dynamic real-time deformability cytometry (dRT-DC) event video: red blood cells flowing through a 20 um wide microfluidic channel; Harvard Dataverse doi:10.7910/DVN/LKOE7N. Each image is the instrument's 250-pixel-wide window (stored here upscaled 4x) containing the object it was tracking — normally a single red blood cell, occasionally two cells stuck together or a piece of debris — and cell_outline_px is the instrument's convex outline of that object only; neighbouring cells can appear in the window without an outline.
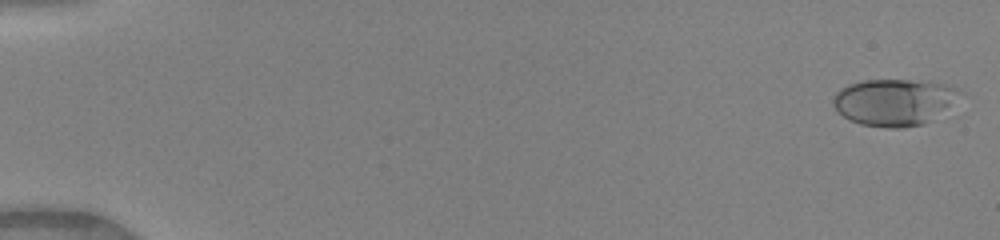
{"species": "human", "species_latin": "Homo sapiens", "temperature_condition": "warm", "stored_images_in_passage": 25, "camera_frame_rate_fps": 3000, "um_per_image_px": 0.085, "donor": {"sex": "female"}, "frame": {"image": 1, "passage_image": 1, "time_ms": 0.0, "image_size_px": [1000, 240], "cell_outline_px": [[964, 92], [924, 124], [904, 128], [888, 128], [860, 124], [848, 120], [832, 104], [832, 100], [836, 92], [840, 88], [848, 84], [860, 80], [928, 80], [948, 84]], "centroid_in_image_um": [75.96, 8.66], "position_along_channel_um": 9.0, "area_um2": 34.45}}
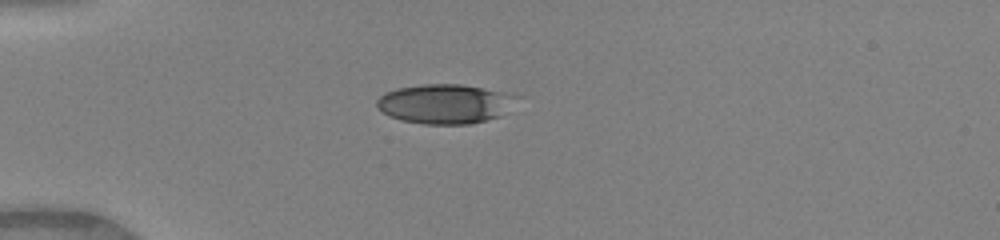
{"frame": {"image": 2, "passage_image": 6, "time_ms": 1.667, "image_size_px": [1000, 240], "cell_outline_px": [[524, 96], [500, 116], [468, 124], [424, 124], [400, 120], [388, 116], [376, 104], [376, 100], [384, 92], [396, 88], [424, 84], [460, 84], [512, 92]], "centroid_in_image_um": [37.89, 8.81], "position_along_channel_um": 47.1, "area_um2": 32.66}}
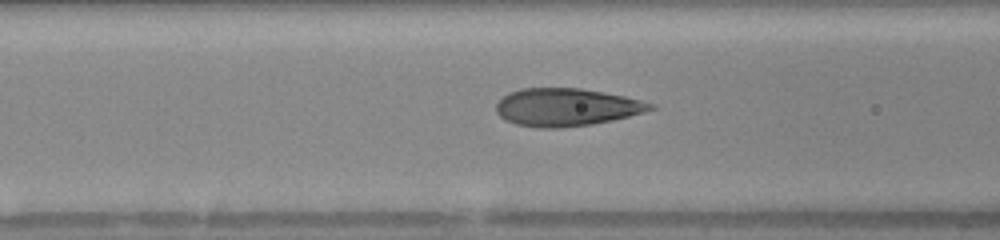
{"frame": {"image": 3, "passage_image": 13, "time_ms": 4.0, "image_size_px": [1000, 240], "cell_outline_px": [[656, 108], [644, 112], [612, 120], [592, 124], [560, 128], [536, 128], [516, 124], [504, 120], [496, 112], [496, 104], [508, 92], [520, 88], [580, 88], [604, 92], [624, 96], [656, 104]], "centroid_in_image_um": [48.12, 9.11], "position_along_channel_um": 118.5, "area_um2": 34.04}}